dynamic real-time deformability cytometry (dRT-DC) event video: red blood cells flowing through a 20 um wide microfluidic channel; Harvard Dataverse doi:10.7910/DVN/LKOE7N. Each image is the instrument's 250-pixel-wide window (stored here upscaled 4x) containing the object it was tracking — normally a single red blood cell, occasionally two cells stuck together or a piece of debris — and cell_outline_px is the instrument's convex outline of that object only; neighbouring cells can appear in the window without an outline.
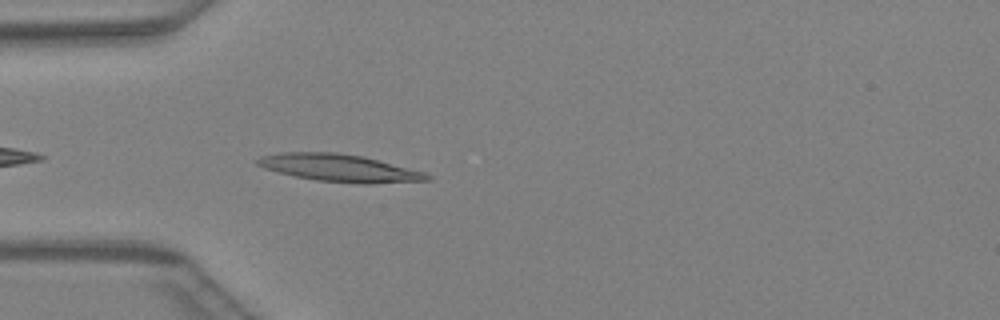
{"species": "Egyptian fruit bat (a non-hibernating species)", "species_latin": "Rousettus aegyptiacus", "temperature_condition": "warm", "stored_images_in_passage": 29, "camera_frame_rate_fps": 3000, "um_per_image_px": 0.085, "animal": {"sex": "female"}, "frame": {"image": 1, "passage_image": 2, "time_ms": 0.333, "image_size_px": [1000, 320], "cell_outline_px": [[432, 180], [368, 184], [360, 184], [316, 180], [296, 176], [264, 168], [256, 164], [256, 160], [260, 156], [280, 152], [336, 152], [364, 156], [424, 172], [432, 176]], "centroid_in_image_um": [28.87, 14.27], "position_along_channel_um": 56.1, "area_um2": 27.11}}
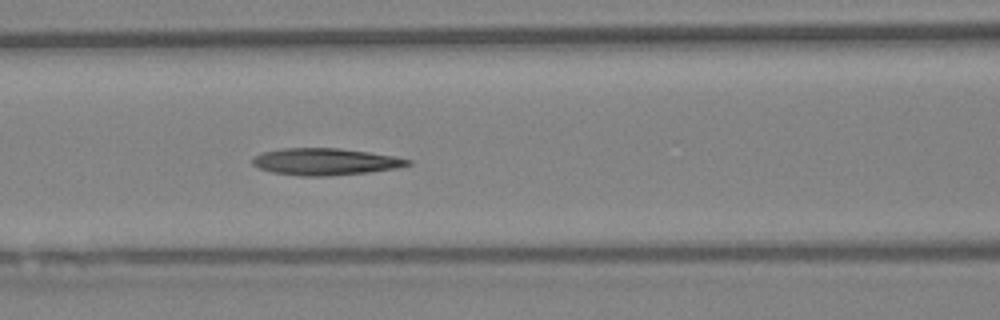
{"frame": {"image": 2, "passage_image": 8, "time_ms": 2.333, "image_size_px": [1000, 320], "cell_outline_px": [[412, 164], [396, 168], [368, 172], [328, 176], [304, 176], [272, 172], [260, 168], [252, 164], [252, 160], [256, 156], [264, 152], [280, 148], [340, 148], [368, 152], [392, 156], [412, 160]], "centroid_in_image_um": [27.66, 13.74], "position_along_channel_um": 138.9, "area_um2": 24.1}}
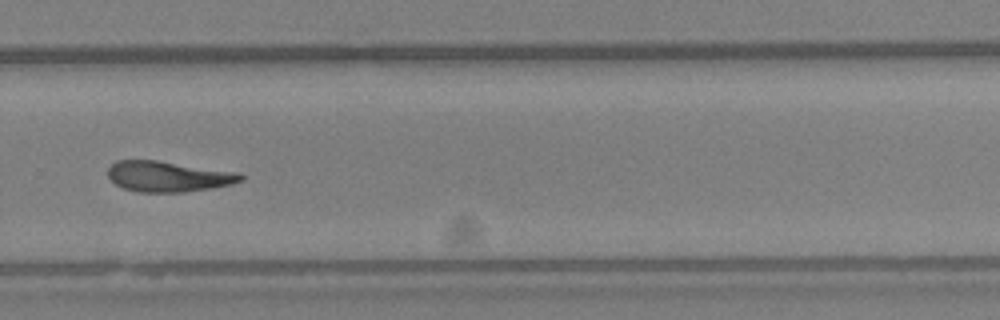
{"frame": {"image": 3, "passage_image": 20, "time_ms": 6.333, "image_size_px": [1000, 320], "cell_outline_px": [[244, 180], [232, 184], [212, 188], [184, 192], [136, 192], [124, 188], [116, 184], [108, 176], [108, 168], [116, 160], [156, 160], [240, 172], [244, 176]], "centroid_in_image_um": [14.33, 15.0], "position_along_channel_um": 315.5, "area_um2": 23.81}}